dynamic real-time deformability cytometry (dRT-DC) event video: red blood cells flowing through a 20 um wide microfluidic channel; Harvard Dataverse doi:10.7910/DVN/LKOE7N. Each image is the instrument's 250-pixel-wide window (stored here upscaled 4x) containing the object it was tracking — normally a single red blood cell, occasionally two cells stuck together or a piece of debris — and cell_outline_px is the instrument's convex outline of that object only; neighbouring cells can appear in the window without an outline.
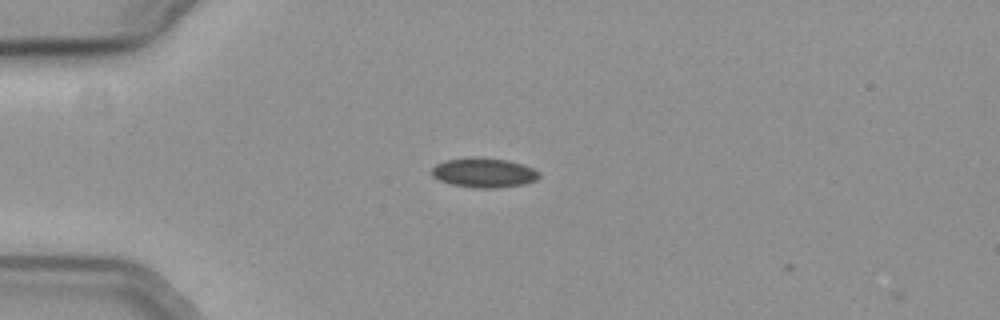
{"species": "common noctule bat (a hibernating species)", "species_latin": "Nyctalus noctula", "temperature_condition": "cold", "stored_images_in_passage": 6, "camera_frame_rate_fps": 3000, "um_per_image_px": 0.085, "animal": {"sex": "female", "body_mass_g": 19.3, "forearm_length_mm": 54.1}, "frame": {"image": 1, "passage_image": 5, "time_ms": 1.333, "image_size_px": [1000, 320], "cell_outline_px": [[540, 176], [536, 180], [524, 184], [496, 188], [476, 188], [452, 184], [440, 180], [432, 176], [432, 168], [436, 164], [444, 160], [472, 156], [476, 156], [508, 160], [532, 168], [540, 172]], "centroid_in_image_um": [41.12, 14.67], "position_along_channel_um": 43.9, "area_um2": 18.61}}